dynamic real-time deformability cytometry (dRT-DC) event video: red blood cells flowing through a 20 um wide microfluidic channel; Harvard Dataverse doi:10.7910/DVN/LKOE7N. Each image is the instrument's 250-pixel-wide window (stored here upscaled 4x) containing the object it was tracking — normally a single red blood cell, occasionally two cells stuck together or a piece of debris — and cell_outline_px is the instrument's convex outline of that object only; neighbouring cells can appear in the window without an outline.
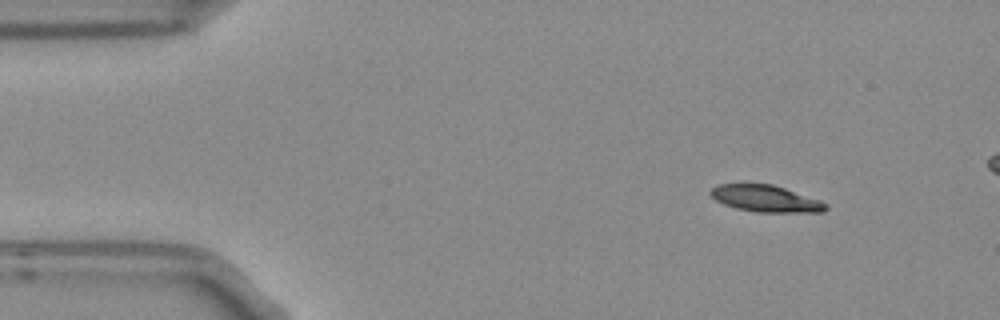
{"species": "Egyptian fruit bat (a non-hibernating species)", "species_latin": "Rousettus aegyptiacus", "temperature_condition": "room temperature", "stored_images_in_passage": 4, "camera_frame_rate_fps": 3000, "um_per_image_px": 0.085, "frame": {"image": 1, "passage_image": 1, "time_ms": 0.0, "image_size_px": [1000, 320], "cell_outline_px": [[828, 208], [824, 212], [756, 212], [736, 208], [724, 204], [716, 200], [708, 192], [716, 184], [772, 184], [820, 200], [828, 204]], "centroid_in_image_um": [65.08, 16.88], "position_along_channel_um": 19.9, "area_um2": 17.86}}